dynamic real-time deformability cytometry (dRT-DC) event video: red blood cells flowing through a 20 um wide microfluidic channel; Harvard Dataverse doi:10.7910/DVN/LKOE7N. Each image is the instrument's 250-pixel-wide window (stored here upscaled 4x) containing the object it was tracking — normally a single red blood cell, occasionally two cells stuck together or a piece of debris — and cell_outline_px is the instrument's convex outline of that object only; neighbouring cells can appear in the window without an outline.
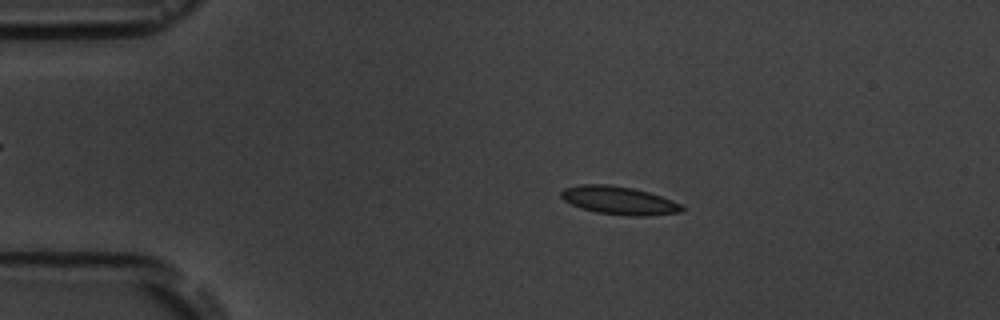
{"species": "common noctule bat (a hibernating species)", "species_latin": "Nyctalus noctula", "temperature_condition": "room temperature", "stored_images_in_passage": 4, "camera_frame_rate_fps": 3000, "um_per_image_px": 0.085, "animal": {"sex": "male", "body_mass_g": 19.5, "forearm_length_mm": 54.6}, "frame": {"image": 1, "passage_image": 3, "time_ms": 2.333, "image_size_px": [1000, 320], "cell_outline_px": [[684, 212], [648, 216], [632, 216], [596, 212], [580, 208], [564, 200], [560, 196], [560, 192], [564, 188], [580, 184], [608, 184], [632, 188], [648, 192], [672, 200], [680, 204], [684, 208]], "centroid_in_image_um": [52.61, 17.04], "position_along_channel_um": 32.4, "area_um2": 19.83}}